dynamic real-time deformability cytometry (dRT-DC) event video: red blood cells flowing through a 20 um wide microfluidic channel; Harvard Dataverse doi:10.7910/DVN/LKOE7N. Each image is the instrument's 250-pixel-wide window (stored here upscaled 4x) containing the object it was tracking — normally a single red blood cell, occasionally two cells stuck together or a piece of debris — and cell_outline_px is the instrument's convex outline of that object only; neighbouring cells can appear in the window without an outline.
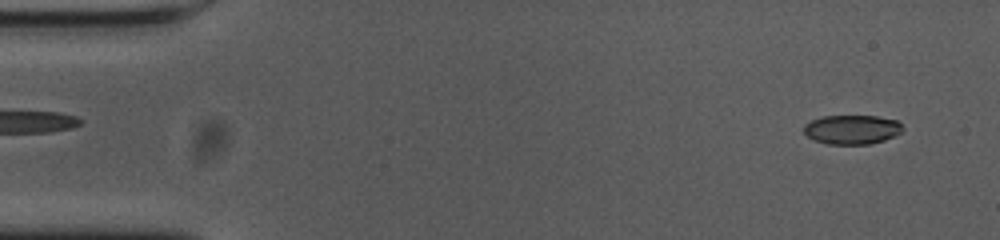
{"species": "common noctule bat (a hibernating species)", "species_latin": "Nyctalus noctula", "temperature_condition": "cold", "stored_images_in_passage": 55, "camera_frame_rate_fps": 3000, "um_per_image_px": 0.085, "animal": {"sex": "female", "body_mass_g": 23.0, "forearm_length_mm": 53.4}, "frame": {"image": 1, "passage_image": 3, "time_ms": 0.667, "image_size_px": [1000, 240], "cell_outline_px": [[904, 128], [900, 132], [884, 140], [868, 144], [828, 144], [816, 140], [808, 136], [804, 132], [804, 124], [812, 120], [824, 116], [876, 116], [896, 120]], "centroid_in_image_um": [72.4, 11.0], "position_along_channel_um": 12.6, "area_um2": 16.59}}
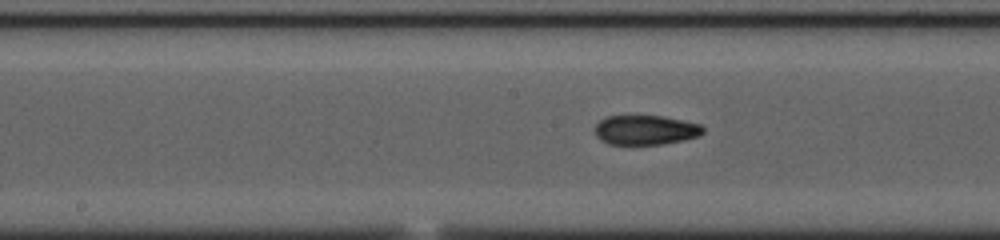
{"frame": {"image": 2, "passage_image": 27, "time_ms": 8.667, "image_size_px": [1000, 240], "cell_outline_px": [[704, 132], [700, 136], [684, 140], [660, 144], [608, 144], [600, 140], [596, 136], [596, 124], [604, 116], [664, 116], [700, 124], [704, 128]], "centroid_in_image_um": [54.88, 11.05], "position_along_channel_um": 193.3, "area_um2": 18.67}}
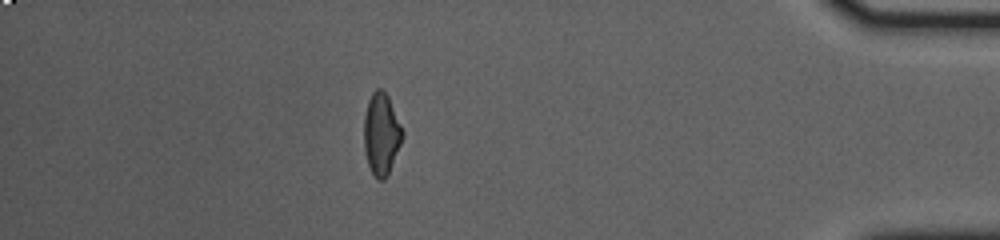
{"frame": {"image": 3, "passage_image": 48, "time_ms": 15.667, "image_size_px": [1000, 240], "cell_outline_px": [[404, 136], [388, 176], [384, 180], [376, 180], [368, 164], [364, 152], [364, 116], [368, 100], [372, 92], [376, 88], [380, 88], [388, 96], [404, 132]], "centroid_in_image_um": [32.41, 11.42], "position_along_channel_um": 402.8, "area_um2": 18.55}, "authors_computed_cell_mechanics": {"area_um2": 18.6694, "velocity_mm_per_s": 3.6697, "shape_relaxation_time_tau1_ms": null, "shape_relaxation_time_tau2_ms": 2.0019, "deformation_change_tau1": null, "deformation_change_tau2": 0.0718}}